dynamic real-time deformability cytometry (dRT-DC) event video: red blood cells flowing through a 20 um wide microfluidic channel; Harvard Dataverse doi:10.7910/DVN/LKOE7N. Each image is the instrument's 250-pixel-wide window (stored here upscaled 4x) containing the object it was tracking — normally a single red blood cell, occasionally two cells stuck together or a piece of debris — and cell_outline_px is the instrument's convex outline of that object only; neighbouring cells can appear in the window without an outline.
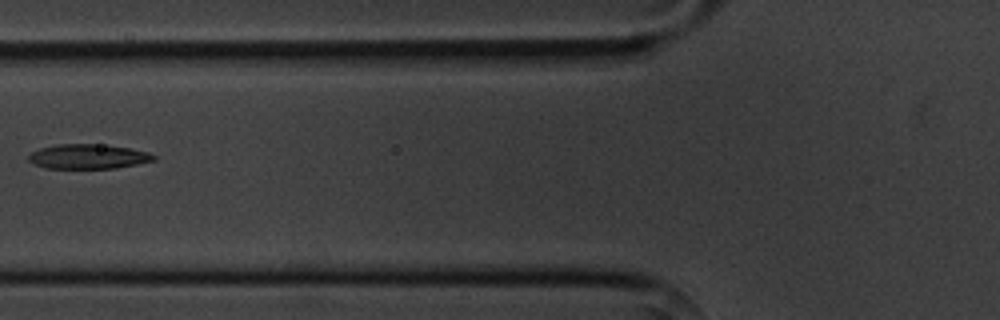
{"species": "common noctule bat (a hibernating species)", "species_latin": "Nyctalus noctula", "temperature_condition": "cold", "stored_images_in_passage": 5, "camera_frame_rate_fps": 3000, "um_per_image_px": 0.085, "animal": {"sex": "male", "body_mass_g": 20.1, "forearm_length_mm": 53.5}, "frame": {"image": 1, "passage_image": 2, "time_ms": 1.333, "image_size_px": [1000, 320], "cell_outline_px": [[156, 160], [116, 168], [44, 168], [28, 160], [28, 156], [32, 152], [40, 148], [56, 144], [92, 144], [128, 148], [148, 152], [156, 156]], "centroid_in_image_um": [7.48, 13.31], "position_along_channel_um": 118.3, "area_um2": 17.74}}
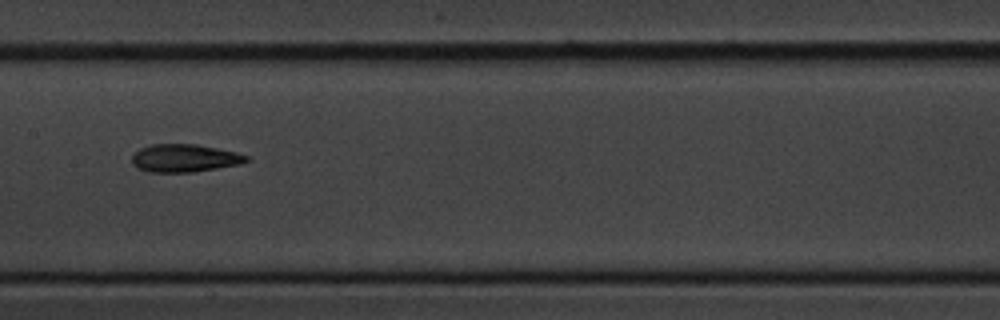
{"frame": {"image": 2, "passage_image": 4, "time_ms": 3.333, "image_size_px": [1000, 320], "cell_outline_px": [[248, 160], [240, 164], [192, 172], [148, 172], [136, 168], [132, 164], [132, 156], [140, 148], [152, 144], [196, 144], [236, 152], [248, 156]], "centroid_in_image_um": [15.64, 13.44], "position_along_channel_um": 191.8, "area_um2": 18.5}}
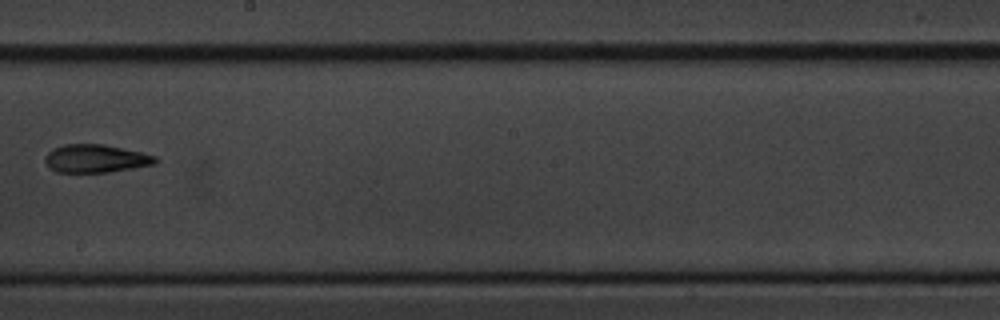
{"frame": {"image": 3, "passage_image": 5, "time_ms": 4.667, "image_size_px": [1000, 320], "cell_outline_px": [[160, 160], [156, 164], [108, 172], [56, 172], [48, 168], [44, 160], [44, 156], [52, 148], [64, 144], [104, 144], [140, 152], [156, 156]], "centroid_in_image_um": [8.11, 13.47], "position_along_channel_um": 240.1, "area_um2": 18.21}}